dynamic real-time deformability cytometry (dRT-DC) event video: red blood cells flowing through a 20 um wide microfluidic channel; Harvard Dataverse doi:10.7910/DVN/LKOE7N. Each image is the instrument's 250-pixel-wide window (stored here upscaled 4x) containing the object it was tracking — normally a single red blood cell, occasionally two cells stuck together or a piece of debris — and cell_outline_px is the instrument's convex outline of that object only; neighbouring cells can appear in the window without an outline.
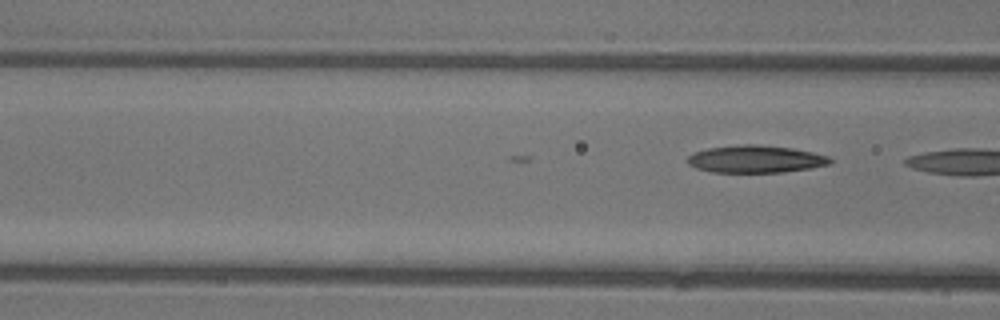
{"species": "common noctule bat (a hibernating species)", "species_latin": "Nyctalus noctula", "temperature_condition": "warm", "stored_images_in_passage": 3, "camera_frame_rate_fps": 3000, "um_per_image_px": 0.085, "animal": {"sex": "female"}, "frame": {"image": 1, "passage_image": 3, "time_ms": 0.667, "image_size_px": [1000, 320], "cell_outline_px": [[832, 164], [808, 168], [780, 172], [712, 172], [696, 168], [688, 164], [688, 156], [692, 152], [708, 148], [740, 144], [756, 144], [792, 148], [832, 156]], "centroid_in_image_um": [64.23, 13.51], "position_along_channel_um": 102.4, "area_um2": 22.83}}